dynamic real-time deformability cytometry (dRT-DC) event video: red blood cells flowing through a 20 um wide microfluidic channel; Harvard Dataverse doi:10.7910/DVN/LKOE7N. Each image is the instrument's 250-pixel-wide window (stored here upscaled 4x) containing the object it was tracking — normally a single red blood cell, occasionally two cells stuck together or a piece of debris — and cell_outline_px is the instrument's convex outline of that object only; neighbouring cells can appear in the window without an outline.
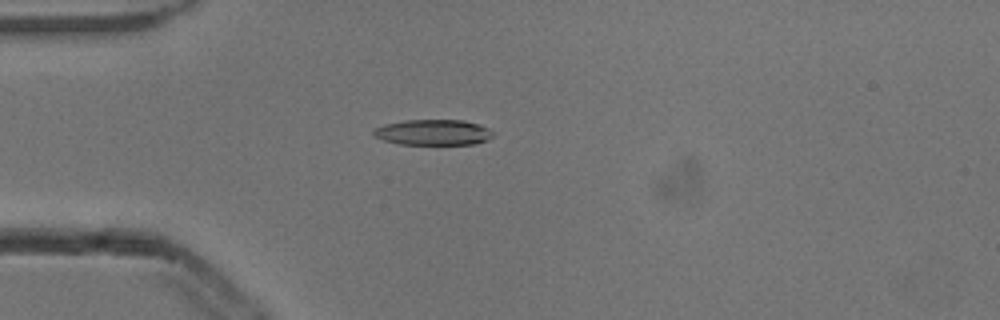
{"species": "common noctule bat (a hibernating species)", "species_latin": "Nyctalus noctula", "temperature_condition": "cold", "stored_images_in_passage": 6, "camera_frame_rate_fps": 3000, "um_per_image_px": 0.085, "animal": {"sex": "male", "body_mass_g": 13.3}, "frame": {"image": 1, "passage_image": 5, "time_ms": 1.333, "image_size_px": [1000, 320], "cell_outline_px": [[496, 132], [488, 140], [476, 144], [400, 144], [384, 140], [376, 136], [372, 132], [376, 128], [384, 124], [404, 120], [464, 120], [480, 124]], "centroid_in_image_um": [36.89, 11.24], "position_along_channel_um": 48.1, "area_um2": 17.92}}